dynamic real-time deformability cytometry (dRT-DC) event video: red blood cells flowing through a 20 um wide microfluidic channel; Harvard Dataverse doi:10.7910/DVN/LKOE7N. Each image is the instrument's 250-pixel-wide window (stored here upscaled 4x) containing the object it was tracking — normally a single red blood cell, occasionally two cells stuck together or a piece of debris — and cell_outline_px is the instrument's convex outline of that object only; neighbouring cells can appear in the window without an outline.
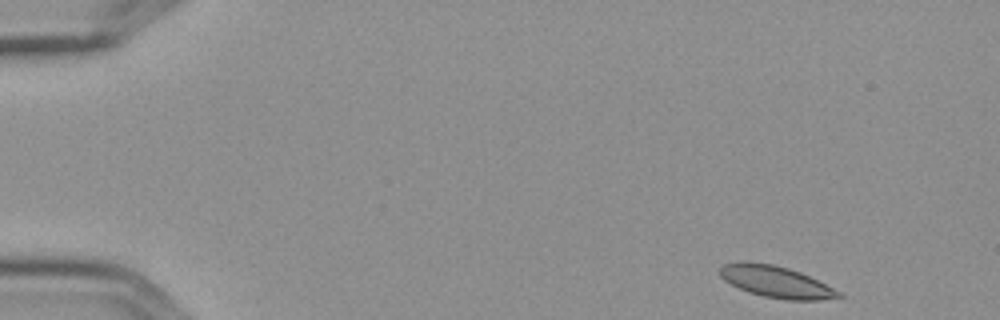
{"species": "Egyptian fruit bat (a non-hibernating species)", "species_latin": "Rousettus aegyptiacus", "temperature_condition": "cold", "stored_images_in_passage": 5, "camera_frame_rate_fps": 3000, "um_per_image_px": 0.085, "frame": {"image": 1, "passage_image": 1, "time_ms": 0.0, "image_size_px": [1000, 320], "cell_outline_px": [[844, 296], [820, 300], [788, 300], [764, 296], [748, 292], [724, 280], [720, 276], [720, 268], [724, 264], [744, 260], [772, 264], [788, 268], [800, 272], [840, 292]], "centroid_in_image_um": [65.92, 23.94], "position_along_channel_um": 19.1, "area_um2": 21.62}}
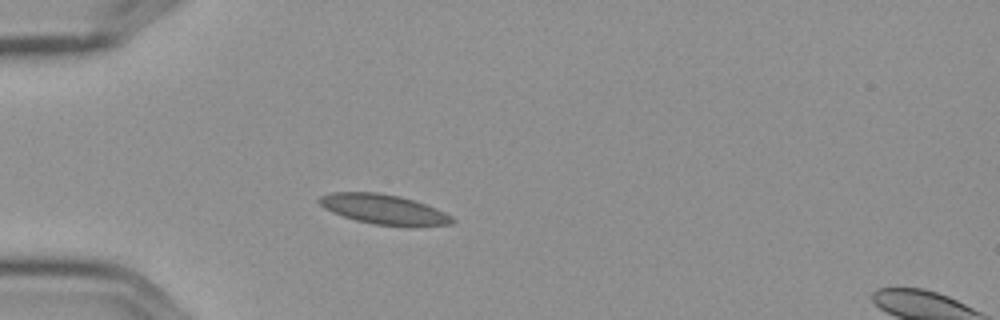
{"frame": {"image": 2, "passage_image": 4, "time_ms": 1.0, "image_size_px": [1000, 320], "cell_outline_px": [[456, 220], [452, 224], [416, 228], [408, 228], [372, 224], [356, 220], [332, 212], [324, 208], [316, 200], [320, 196], [332, 192], [380, 192], [400, 196], [436, 208], [452, 216]], "centroid_in_image_um": [32.67, 17.82], "position_along_channel_um": 52.3, "area_um2": 23.7}}